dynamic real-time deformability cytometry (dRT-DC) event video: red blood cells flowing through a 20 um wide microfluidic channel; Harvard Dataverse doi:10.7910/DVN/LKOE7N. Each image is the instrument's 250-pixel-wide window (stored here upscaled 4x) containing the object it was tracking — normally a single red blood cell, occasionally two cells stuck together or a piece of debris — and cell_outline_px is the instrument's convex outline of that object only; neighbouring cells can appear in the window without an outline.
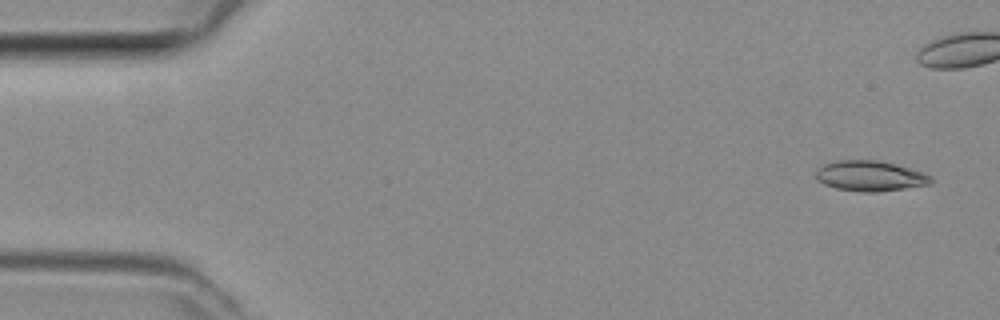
{"species": "common noctule bat (a hibernating species)", "species_latin": "Nyctalus noctula", "temperature_condition": "room temperature", "stored_images_in_passage": 37, "camera_frame_rate_fps": 3000, "um_per_image_px": 0.085, "animal": {"sex": "female", "body_mass_g": 29.2, "forearm_length_mm": 56.3}, "frame": {"image": 1, "passage_image": 2, "time_ms": 0.333, "image_size_px": [1000, 320], "cell_outline_px": [[932, 180], [928, 184], [904, 188], [876, 192], [864, 192], [836, 188], [824, 184], [816, 180], [816, 168], [824, 164], [836, 160], [880, 160], [924, 172], [932, 176]], "centroid_in_image_um": [73.92, 14.94], "position_along_channel_um": 11.1, "area_um2": 20.35}}
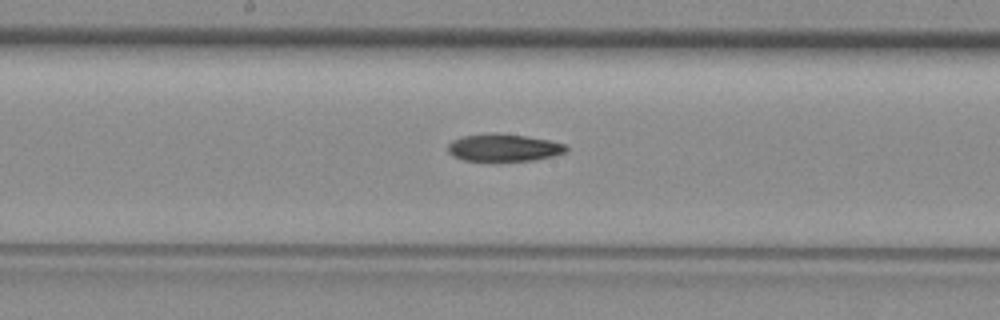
{"frame": {"image": 2, "passage_image": 24, "time_ms": 7.667, "image_size_px": [1000, 320], "cell_outline_px": [[568, 148], [564, 152], [552, 156], [532, 160], [464, 160], [452, 156], [448, 152], [448, 144], [452, 140], [464, 136], [524, 136], [548, 140], [564, 144]], "centroid_in_image_um": [42.81, 12.59], "position_along_channel_um": 205.4, "area_um2": 17.69}}
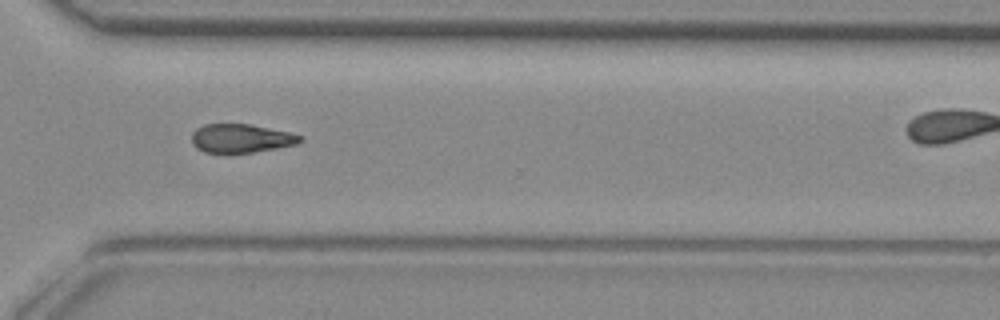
{"frame": {"image": 3, "passage_image": 34, "time_ms": 11.0, "image_size_px": [1000, 320], "cell_outline_px": [[304, 140], [296, 144], [276, 148], [228, 156], [204, 152], [196, 148], [192, 144], [192, 132], [196, 128], [204, 124], [248, 124], [288, 132], [304, 136]], "centroid_in_image_um": [20.44, 11.8], "position_along_channel_um": 350.2, "area_um2": 18.67}}